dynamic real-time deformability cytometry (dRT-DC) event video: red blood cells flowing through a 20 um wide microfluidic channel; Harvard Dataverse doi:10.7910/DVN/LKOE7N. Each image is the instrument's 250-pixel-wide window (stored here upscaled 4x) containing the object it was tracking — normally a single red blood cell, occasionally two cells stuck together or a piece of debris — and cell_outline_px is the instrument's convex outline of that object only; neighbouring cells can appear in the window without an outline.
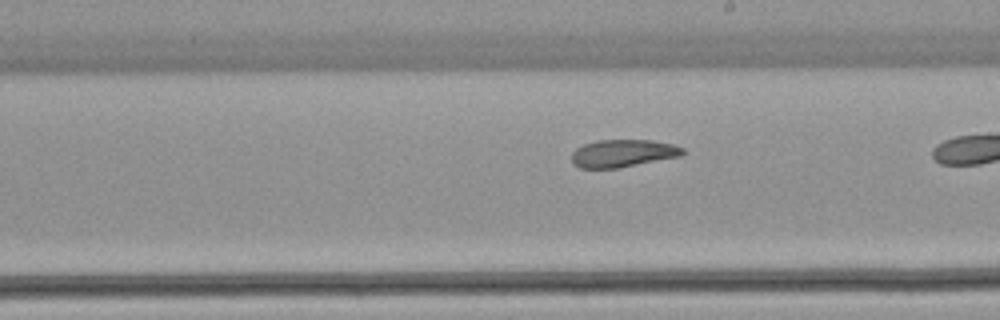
{"species": "common noctule bat (a hibernating species)", "species_latin": "Nyctalus noctula", "temperature_condition": "warm", "stored_images_in_passage": 27, "camera_frame_rate_fps": 3000, "um_per_image_px": 0.085, "animal": {"sex": "female", "body_mass_g": 22.7, "forearm_length_mm": 54.2}, "frame": {"image": 1, "passage_image": 16, "time_ms": 5.0, "image_size_px": [1000, 320], "cell_outline_px": [[684, 152], [680, 156], [620, 168], [580, 168], [572, 164], [572, 152], [576, 148], [584, 144], [596, 140], [652, 140], [672, 144], [684, 148]], "centroid_in_image_um": [52.92, 13.03], "position_along_channel_um": 236.1, "area_um2": 17.92}}